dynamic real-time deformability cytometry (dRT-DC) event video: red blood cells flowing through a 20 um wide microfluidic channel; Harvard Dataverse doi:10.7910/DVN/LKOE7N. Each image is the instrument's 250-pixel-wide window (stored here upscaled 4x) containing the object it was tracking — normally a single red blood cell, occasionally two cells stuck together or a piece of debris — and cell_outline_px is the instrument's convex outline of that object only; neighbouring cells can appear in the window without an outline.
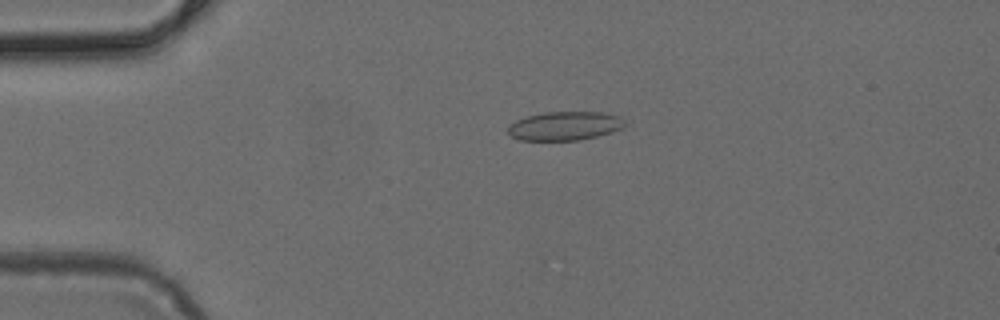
{"species": "common noctule bat (a hibernating species)", "species_latin": "Nyctalus noctula", "temperature_condition": "cold", "stored_images_in_passage": 4, "camera_frame_rate_fps": 3000, "um_per_image_px": 0.085, "animal": {"sex": "female", "body_mass_g": 24.6, "forearm_length_mm": 56.2}, "frame": {"image": 1, "passage_image": 4, "time_ms": 1.0, "image_size_px": [1000, 320], "cell_outline_px": [[624, 124], [620, 128], [612, 132], [580, 140], [520, 140], [512, 136], [508, 132], [508, 128], [516, 120], [528, 116], [544, 112], [604, 112], [620, 116], [624, 120]], "centroid_in_image_um": [48.02, 10.7], "position_along_channel_um": 37.0, "area_um2": 19.42}}